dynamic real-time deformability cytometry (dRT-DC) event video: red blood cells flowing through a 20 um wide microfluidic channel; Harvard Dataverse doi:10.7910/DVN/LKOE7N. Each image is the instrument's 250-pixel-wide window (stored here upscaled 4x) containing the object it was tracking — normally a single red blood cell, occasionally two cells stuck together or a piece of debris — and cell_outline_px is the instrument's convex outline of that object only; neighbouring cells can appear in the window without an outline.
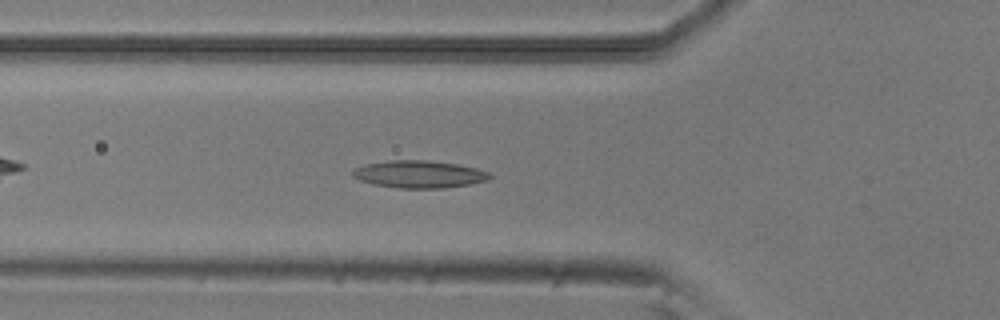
{"species": "common noctule bat (a hibernating species)", "species_latin": "Nyctalus noctula", "temperature_condition": "room temperature", "stored_images_in_passage": 41, "camera_frame_rate_fps": 3000, "um_per_image_px": 0.085, "animal": {"sex": "male", "body_mass_g": 20.5, "forearm_length_mm": 52.5}, "frame": {"image": 1, "passage_image": 7, "time_ms": 2.0, "image_size_px": [1000, 320], "cell_outline_px": [[492, 176], [488, 180], [468, 184], [444, 188], [396, 188], [372, 184], [360, 180], [352, 176], [352, 172], [356, 168], [364, 164], [388, 160], [424, 160], [456, 164], [476, 168], [488, 172]], "centroid_in_image_um": [35.59, 14.81], "position_along_channel_um": 90.2, "area_um2": 21.79}}
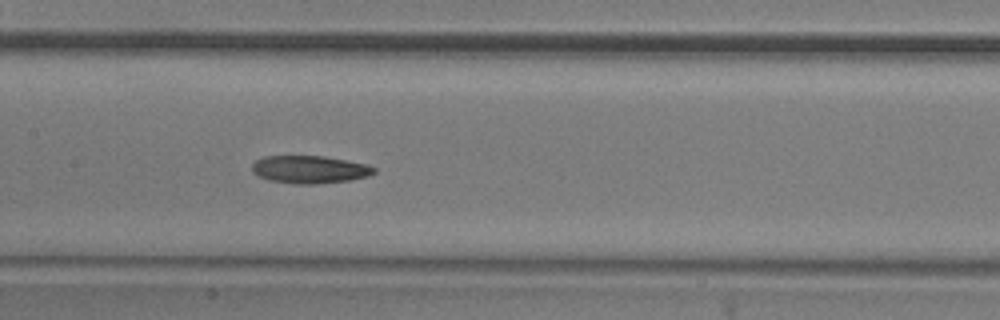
{"frame": {"image": 2, "passage_image": 14, "time_ms": 4.333, "image_size_px": [1000, 320], "cell_outline_px": [[376, 172], [368, 176], [348, 180], [316, 184], [296, 184], [272, 180], [260, 176], [252, 172], [252, 164], [256, 160], [264, 156], [324, 156], [364, 164], [376, 168]], "centroid_in_image_um": [26.31, 14.4], "position_along_channel_um": 181.1, "area_um2": 19.42}}
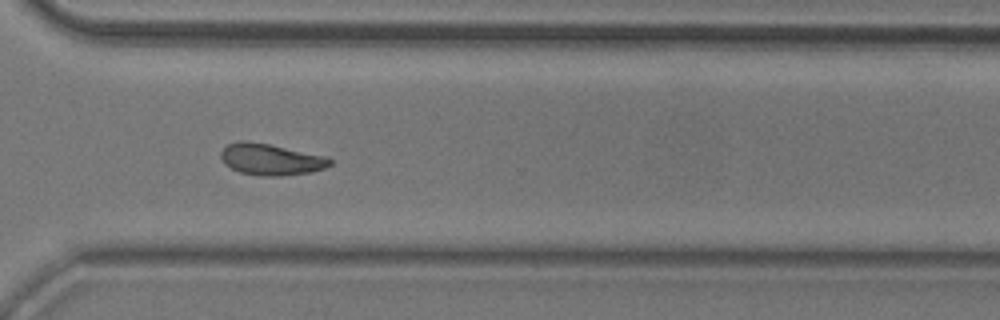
{"frame": {"image": 3, "passage_image": 27, "time_ms": 8.667, "image_size_px": [1000, 320], "cell_outline_px": [[332, 164], [324, 168], [308, 172], [280, 176], [264, 176], [240, 172], [224, 164], [220, 156], [220, 152], [228, 144], [240, 140], [248, 140], [328, 156], [332, 160]], "centroid_in_image_um": [23.02, 13.54], "position_along_channel_um": 347.6, "area_um2": 19.94}, "authors_computed_cell_mechanics": {"area_um2": 19.5942, "velocity_mm_per_s": 3.861, "shape_relaxation_time_tau1_ms": 9.6614, "shape_relaxation_time_tau2_ms": 7.7168, "deformation_change_tau1": 0.2084, "deformation_change_tau2": 0.1464}}